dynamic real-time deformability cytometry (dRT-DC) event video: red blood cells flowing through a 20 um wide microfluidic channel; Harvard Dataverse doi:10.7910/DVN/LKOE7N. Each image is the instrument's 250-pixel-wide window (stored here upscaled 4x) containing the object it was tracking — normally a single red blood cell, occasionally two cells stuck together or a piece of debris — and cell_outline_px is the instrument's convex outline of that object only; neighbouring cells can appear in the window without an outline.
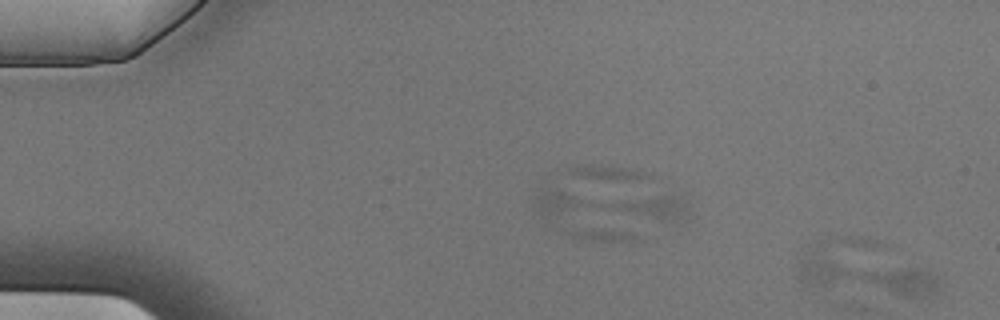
{"species": "Egyptian fruit bat (a non-hibernating species)", "species_latin": "Rousettus aegyptiacus", "temperature_condition": "cold", "stored_images_in_passage": 4, "segment_of_instrument_passage": [2, 2], "camera_frame_rate_fps": 3000, "um_per_image_px": 0.085, "animal": {"sex": "male"}, "frame": {"image": 1, "passage_image": 4, "time_ms": 1.0, "image_size_px": [1000, 320], "cell_outline_px": [[940, 292], [932, 296], [904, 296], [812, 284], [800, 280], [796, 272], [800, 260], [808, 256], [916, 268], [928, 272], [940, 284]], "centroid_in_image_um": [73.74, 23.54], "position_along_channel_um": 11.3, "area_um2": 27.51}}